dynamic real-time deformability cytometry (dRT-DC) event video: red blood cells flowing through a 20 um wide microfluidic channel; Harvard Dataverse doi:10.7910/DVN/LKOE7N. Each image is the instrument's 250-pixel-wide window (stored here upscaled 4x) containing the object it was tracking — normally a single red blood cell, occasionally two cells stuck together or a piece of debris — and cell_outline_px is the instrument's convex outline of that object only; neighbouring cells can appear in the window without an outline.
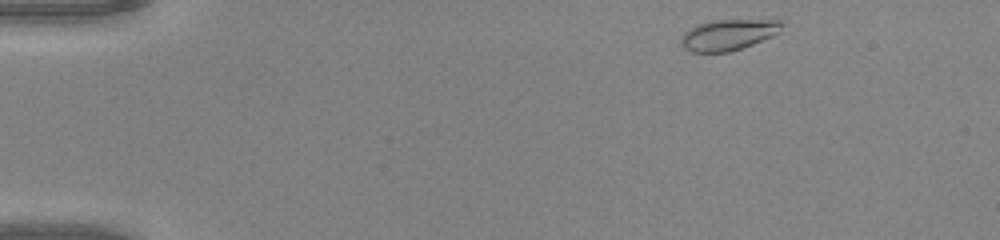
{"species": "common noctule bat (a hibernating species)", "species_latin": "Nyctalus noctula", "temperature_condition": "warm", "stored_images_in_passage": 44, "camera_frame_rate_fps": 3000, "um_per_image_px": 0.085, "animal": {"sex": "male", "body_mass_g": 20.0, "forearm_length_mm": 53.3}, "frame": {"image": 1, "passage_image": 1, "time_ms": 0.0, "image_size_px": [1000, 240], "cell_outline_px": [[784, 24], [780, 32], [772, 36], [752, 44], [728, 52], [692, 52], [684, 48], [680, 44], [680, 40], [684, 32], [688, 28], [712, 20], [780, 20]], "centroid_in_image_um": [61.89, 2.95], "position_along_channel_um": 23.1, "area_um2": 18.09}}
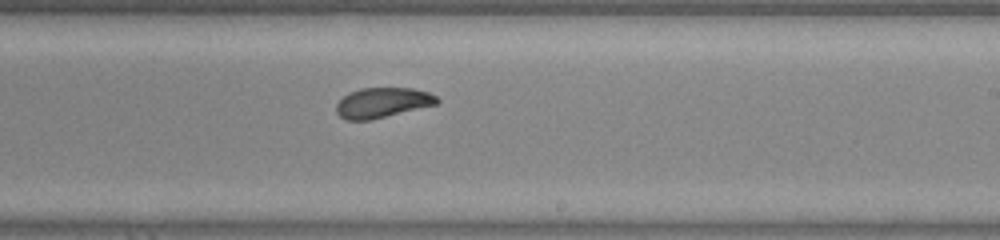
{"frame": {"image": 2, "passage_image": 25, "time_ms": 8.0, "image_size_px": [1000, 240], "cell_outline_px": [[440, 100], [436, 104], [372, 120], [344, 120], [336, 112], [336, 104], [348, 92], [360, 88], [412, 88], [428, 92], [436, 96]], "centroid_in_image_um": [32.48, 8.73], "position_along_channel_um": 256.5, "area_um2": 17.69}}
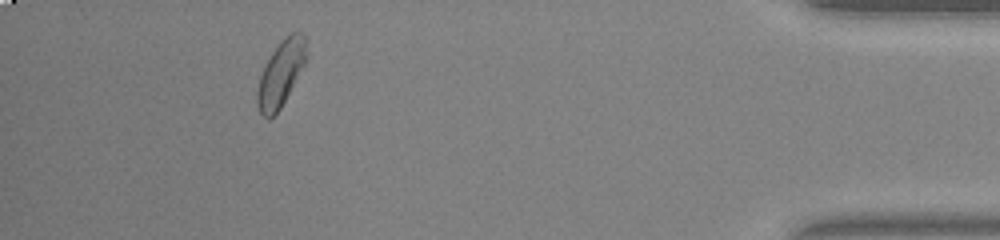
{"frame": {"image": 3, "passage_image": 40, "time_ms": 13.0, "image_size_px": [1000, 240], "cell_outline_px": [[304, 64], [280, 108], [268, 120], [260, 112], [256, 104], [256, 92], [260, 76], [272, 52], [280, 40], [292, 32], [304, 32]], "centroid_in_image_um": [23.82, 6.26], "position_along_channel_um": 411.4, "area_um2": 18.09}, "authors_computed_cell_mechanics": {"area_um2": 18.4382, "velocity_mm_per_s": 4.1576, "shape_relaxation_time_tau1_ms": 3.0354, "shape_relaxation_time_tau2_ms": 2.0453, "deformation_change_tau1": 0.0956, "deformation_change_tau2": 0.0486}}